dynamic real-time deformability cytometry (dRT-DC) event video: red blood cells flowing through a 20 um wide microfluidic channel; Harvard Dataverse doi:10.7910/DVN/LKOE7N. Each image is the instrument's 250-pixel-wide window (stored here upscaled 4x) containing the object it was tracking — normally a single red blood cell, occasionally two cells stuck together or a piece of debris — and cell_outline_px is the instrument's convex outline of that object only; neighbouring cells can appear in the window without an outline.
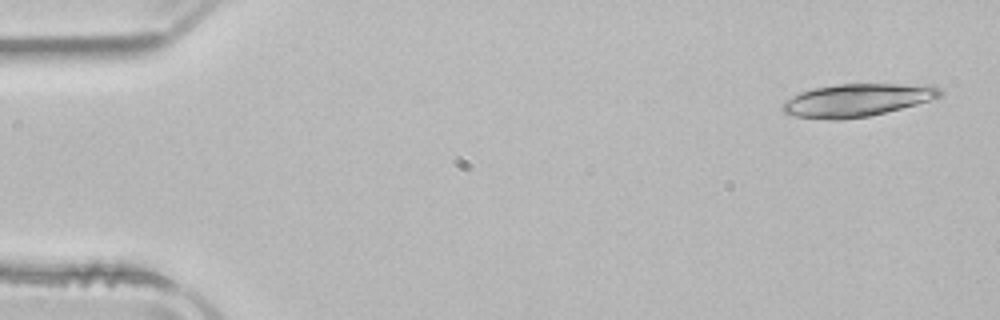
{"species": "common noctule bat (a hibernating species)", "species_latin": "Nyctalus noctula", "temperature_condition": "room temperature", "stored_images_in_passage": 14, "camera_frame_rate_fps": 3000, "um_per_image_px": 0.085, "animal": {"sex": "male", "body_mass_g": 21.5, "forearm_length_mm": 52.0}, "frame": {"image": 1, "passage_image": 1, "time_ms": 0.0, "image_size_px": [1000, 320], "cell_outline_px": [[944, 96], [916, 104], [868, 116], [840, 120], [832, 120], [796, 116], [784, 112], [780, 108], [780, 104], [784, 100], [800, 92], [816, 88], [836, 84], [936, 84], [944, 92]], "centroid_in_image_um": [72.88, 8.5], "position_along_channel_um": 12.1, "area_um2": 30.29}}